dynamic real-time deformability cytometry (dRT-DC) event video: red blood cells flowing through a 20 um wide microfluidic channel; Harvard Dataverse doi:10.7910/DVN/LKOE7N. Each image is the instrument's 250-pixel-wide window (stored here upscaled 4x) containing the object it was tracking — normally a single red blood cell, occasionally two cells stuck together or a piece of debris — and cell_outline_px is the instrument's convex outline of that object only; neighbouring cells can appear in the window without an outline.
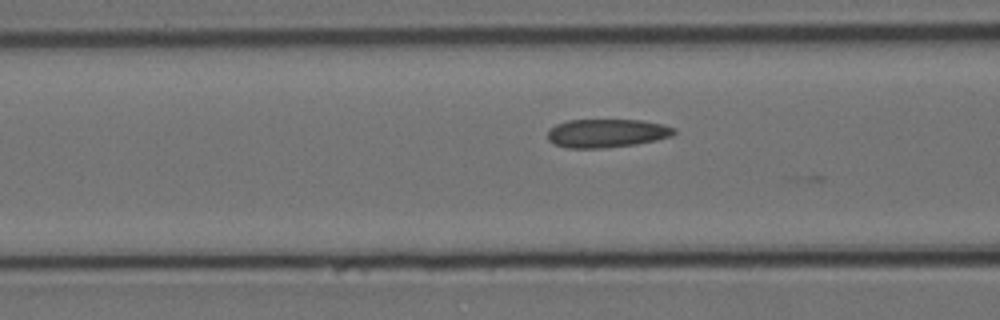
{"species": "Egyptian fruit bat (a non-hibernating species)", "species_latin": "Rousettus aegyptiacus", "temperature_condition": "cold", "stored_images_in_passage": 7, "camera_frame_rate_fps": 3000, "um_per_image_px": 0.085, "animal": {"sex": "female"}, "frame": {"image": 1, "passage_image": 6, "time_ms": 1.667, "image_size_px": [1000, 320], "cell_outline_px": [[676, 132], [672, 136], [656, 140], [636, 144], [600, 148], [568, 148], [556, 144], [548, 140], [548, 128], [556, 124], [568, 120], [644, 120], [664, 124], [676, 128]], "centroid_in_image_um": [51.59, 11.31], "position_along_channel_um": 115.0, "area_um2": 21.1}}